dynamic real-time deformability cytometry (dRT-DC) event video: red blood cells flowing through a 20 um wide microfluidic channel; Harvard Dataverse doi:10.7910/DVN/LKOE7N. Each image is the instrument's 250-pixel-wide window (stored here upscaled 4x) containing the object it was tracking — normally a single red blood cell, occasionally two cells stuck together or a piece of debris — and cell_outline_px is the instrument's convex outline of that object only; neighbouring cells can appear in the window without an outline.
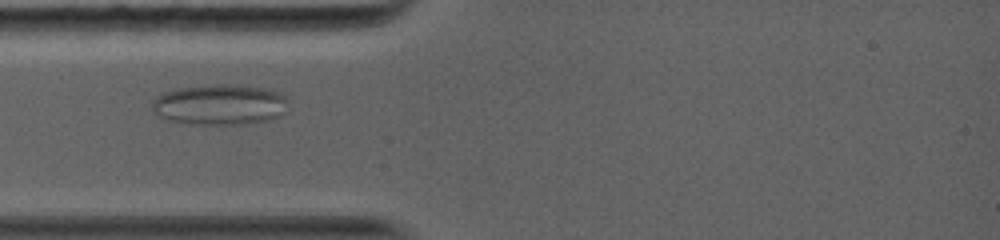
{"species": "common noctule bat (a hibernating species)", "species_latin": "Nyctalus noctula", "temperature_condition": "warm", "stored_images_in_passage": 54, "camera_frame_rate_fps": 5000, "um_per_image_px": 0.085, "animal": {"sex": "female", "body_mass_g": 19.0, "forearm_length_mm": 56.7}, "frame": {"image": 1, "passage_image": 13, "time_ms": 3.6, "image_size_px": [1000, 240], "cell_outline_px": [[284, 112], [280, 116], [268, 120], [240, 124], [196, 124], [168, 120], [156, 116], [152, 108], [152, 100], [156, 96], [164, 92], [176, 88], [204, 84], [228, 84], [268, 88], [284, 96]], "centroid_in_image_um": [18.6, 8.88], "position_along_channel_um": 66.4, "area_um2": 32.25}}
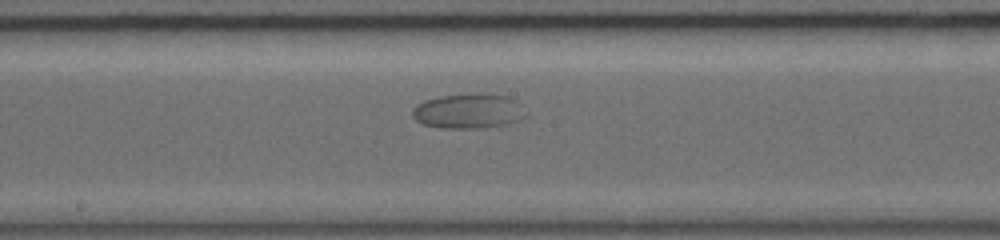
{"frame": {"image": 2, "passage_image": 26, "time_ms": 7.4, "image_size_px": [1000, 240], "cell_outline_px": [[528, 116], [520, 120], [504, 124], [476, 128], [440, 128], [424, 124], [416, 120], [412, 116], [412, 108], [416, 104], [424, 100], [440, 96], [476, 92], [512, 96], [516, 100]], "centroid_in_image_um": [39.82, 9.41], "position_along_channel_um": 208.4, "area_um2": 23.35}}
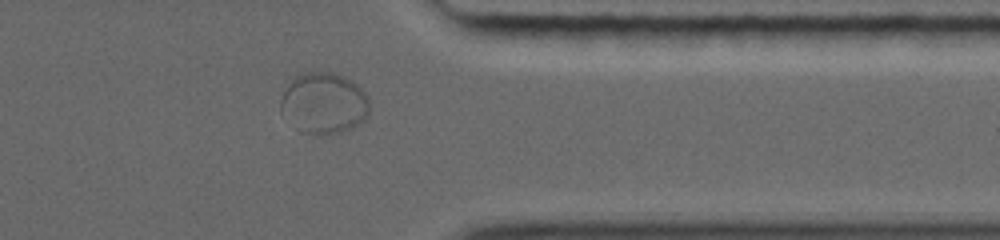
{"frame": {"image": 3, "passage_image": 43, "time_ms": 12.2, "image_size_px": [1000, 240], "cell_outline_px": [[368, 116], [360, 124], [352, 128], [340, 132], [316, 136], [304, 132], [280, 112], [280, 100], [288, 84], [296, 76], [304, 72], [332, 72], [344, 76], [352, 80], [368, 96]], "centroid_in_image_um": [27.54, 8.77], "position_along_channel_um": 383.9, "area_um2": 31.62}}